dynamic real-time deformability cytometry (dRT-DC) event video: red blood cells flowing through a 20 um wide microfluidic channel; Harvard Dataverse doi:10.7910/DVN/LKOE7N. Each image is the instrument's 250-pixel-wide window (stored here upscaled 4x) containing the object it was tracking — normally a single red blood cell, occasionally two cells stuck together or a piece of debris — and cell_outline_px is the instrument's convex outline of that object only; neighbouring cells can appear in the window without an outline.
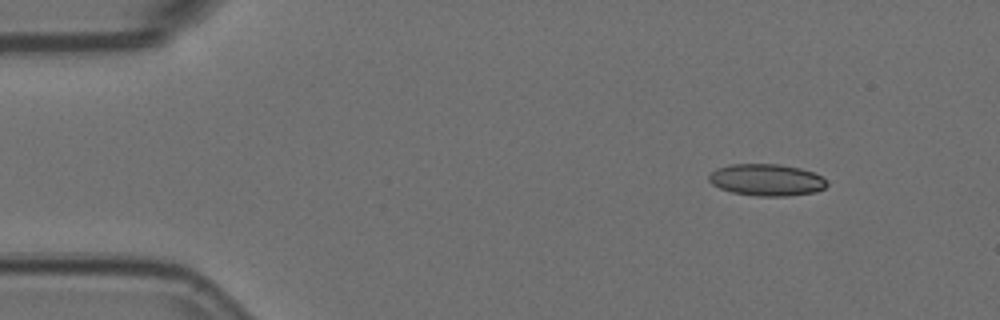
{"species": "Egyptian fruit bat (a non-hibernating species)", "species_latin": "Rousettus aegyptiacus", "temperature_condition": "room temperature", "stored_images_in_passage": 9, "camera_frame_rate_fps": 3000, "um_per_image_px": 0.085, "animal": {"sex": "female"}, "frame": {"image": 1, "passage_image": 1, "time_ms": 0.0, "image_size_px": [1000, 320], "cell_outline_px": [[828, 184], [824, 188], [816, 192], [788, 196], [756, 196], [732, 192], [720, 188], [712, 184], [708, 180], [708, 176], [716, 168], [728, 164], [780, 164], [800, 168], [812, 172], [820, 176]], "centroid_in_image_um": [65.13, 15.29], "position_along_channel_um": 19.9, "area_um2": 21.91}}
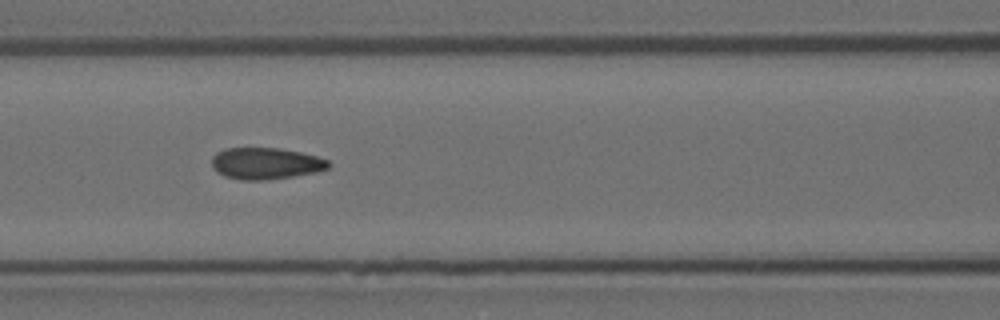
{"frame": {"image": 2, "passage_image": 6, "time_ms": 1.667, "image_size_px": [1000, 320], "cell_outline_px": [[332, 164], [328, 168], [316, 172], [292, 176], [264, 180], [240, 180], [224, 176], [216, 172], [212, 168], [212, 156], [216, 152], [224, 148], [280, 148], [300, 152], [316, 156], [328, 160]], "centroid_in_image_um": [22.55, 13.89], "position_along_channel_um": 144.0, "area_um2": 21.62}}
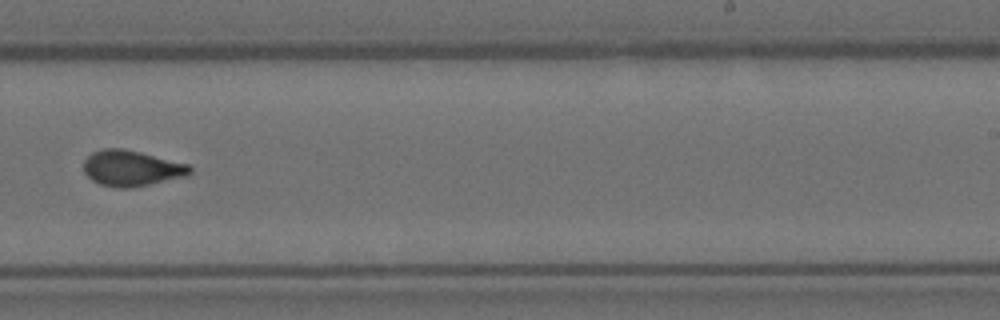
{"frame": {"image": 3, "passage_image": 9, "time_ms": 2.667, "image_size_px": [1000, 320], "cell_outline_px": [[192, 172], [188, 176], [132, 188], [116, 188], [100, 184], [92, 180], [84, 172], [84, 160], [92, 152], [104, 148], [124, 148], [188, 164], [192, 168]], "centroid_in_image_um": [11.19, 14.31], "position_along_channel_um": 277.8, "area_um2": 22.25}}